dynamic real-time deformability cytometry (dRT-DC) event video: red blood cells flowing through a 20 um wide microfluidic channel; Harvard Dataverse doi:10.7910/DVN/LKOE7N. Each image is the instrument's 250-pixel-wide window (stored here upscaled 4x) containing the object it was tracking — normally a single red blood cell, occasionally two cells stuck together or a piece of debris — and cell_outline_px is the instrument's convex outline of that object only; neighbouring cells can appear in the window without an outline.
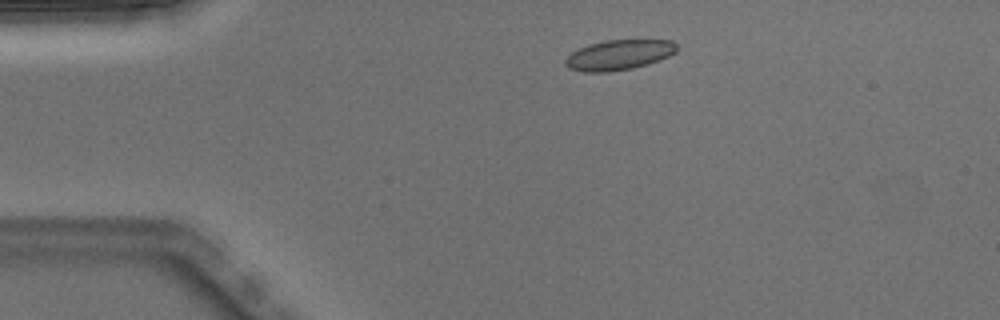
{"species": "Egyptian fruit bat (a non-hibernating species)", "species_latin": "Rousettus aegyptiacus", "temperature_condition": "warm", "stored_images_in_passage": 2, "camera_frame_rate_fps": 3000, "um_per_image_px": 0.085, "animal": {"sex": "male"}, "frame": {"image": 1, "passage_image": 1, "time_ms": 0.0, "image_size_px": [1000, 320], "cell_outline_px": [[680, 48], [676, 52], [660, 60], [648, 64], [632, 68], [608, 72], [584, 72], [568, 68], [564, 64], [564, 60], [572, 52], [588, 44], [604, 40], [672, 40]], "centroid_in_image_um": [52.62, 4.66], "position_along_channel_um": 32.4, "area_um2": 19.71}}